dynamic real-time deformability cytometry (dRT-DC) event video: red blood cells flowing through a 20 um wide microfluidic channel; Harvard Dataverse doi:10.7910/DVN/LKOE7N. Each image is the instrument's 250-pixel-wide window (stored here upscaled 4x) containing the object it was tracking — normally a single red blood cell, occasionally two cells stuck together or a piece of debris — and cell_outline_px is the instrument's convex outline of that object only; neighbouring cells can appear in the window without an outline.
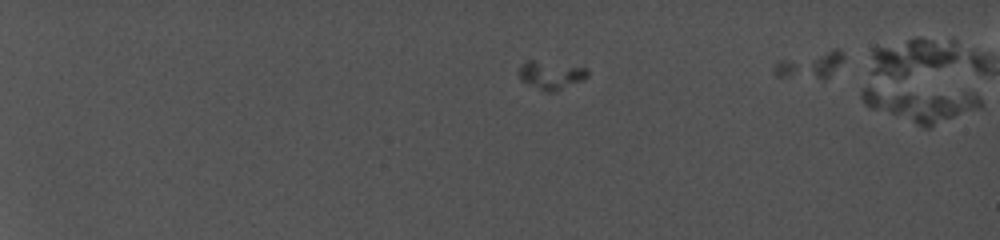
{"species": "common noctule bat (a hibernating species)", "species_latin": "Nyctalus noctula", "temperature_condition": "cold", "stored_images_in_passage": 6, "camera_frame_rate_fps": 5000, "um_per_image_px": 0.085, "animal": {"sex": "female", "body_mass_g": 19.0, "forearm_length_mm": 56.7}, "frame": {"image": 1, "passage_image": 1, "time_ms": 0.0, "image_size_px": [1000, 240], "cell_outline_px": [[980, 108], [928, 128], [924, 128], [872, 108], [864, 104], [860, 96], [860, 92], [864, 88], [872, 88], [972, 92], [980, 96]], "centroid_in_image_um": [78.29, 8.88], "position_along_channel_um": 6.7, "area_um2": 23.24}}